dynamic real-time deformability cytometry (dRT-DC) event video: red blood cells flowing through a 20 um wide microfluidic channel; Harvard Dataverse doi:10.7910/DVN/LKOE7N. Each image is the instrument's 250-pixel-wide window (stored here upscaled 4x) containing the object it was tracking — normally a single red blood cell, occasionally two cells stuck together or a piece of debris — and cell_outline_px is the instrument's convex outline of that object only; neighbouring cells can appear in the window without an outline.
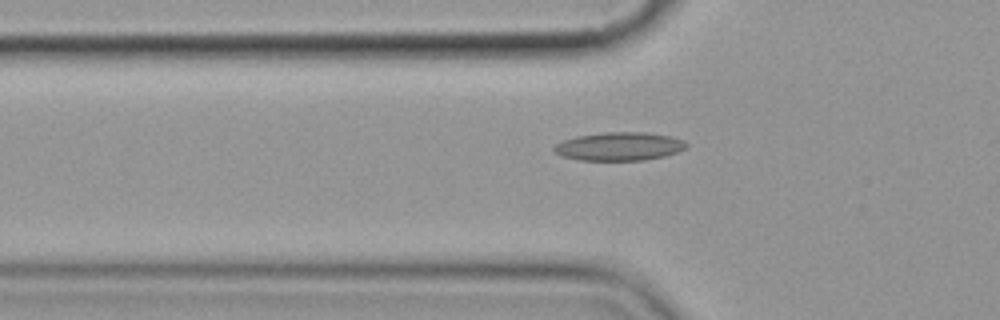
{"species": "common noctule bat (a hibernating species)", "species_latin": "Nyctalus noctula", "temperature_condition": "cold", "stored_images_in_passage": 6, "camera_frame_rate_fps": 3000, "um_per_image_px": 0.085, "animal": {"sex": "female", "body_mass_g": 19.9}, "frame": {"image": 1, "passage_image": 6, "time_ms": 6.667, "image_size_px": [1000, 320], "cell_outline_px": [[688, 144], [684, 148], [676, 152], [664, 156], [644, 160], [580, 160], [560, 156], [552, 152], [552, 148], [556, 144], [564, 140], [576, 136], [604, 132], [648, 132], [672, 136], [684, 140]], "centroid_in_image_um": [52.61, 12.44], "position_along_channel_um": 73.2, "area_um2": 22.02}}